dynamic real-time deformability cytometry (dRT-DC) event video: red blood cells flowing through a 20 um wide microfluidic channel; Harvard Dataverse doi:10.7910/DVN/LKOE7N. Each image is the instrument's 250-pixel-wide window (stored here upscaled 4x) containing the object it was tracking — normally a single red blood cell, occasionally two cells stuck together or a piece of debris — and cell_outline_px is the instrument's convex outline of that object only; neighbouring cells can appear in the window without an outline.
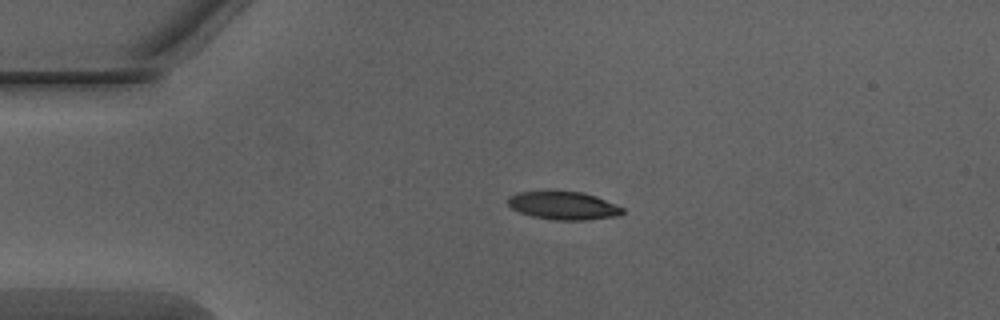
{"species": "Egyptian fruit bat (a non-hibernating species)", "species_latin": "Rousettus aegyptiacus", "temperature_condition": "warm", "stored_images_in_passage": 38, "camera_frame_rate_fps": 3000, "um_per_image_px": 0.085, "animal": {"sex": "male"}, "frame": {"image": 1, "passage_image": 1, "time_ms": 0.0, "image_size_px": [1000, 320], "cell_outline_px": [[624, 212], [620, 216], [588, 220], [552, 220], [532, 216], [520, 212], [512, 208], [508, 204], [508, 196], [516, 192], [584, 192], [596, 196], [624, 208]], "centroid_in_image_um": [47.92, 17.49], "position_along_channel_um": 37.1, "area_um2": 18.73}}
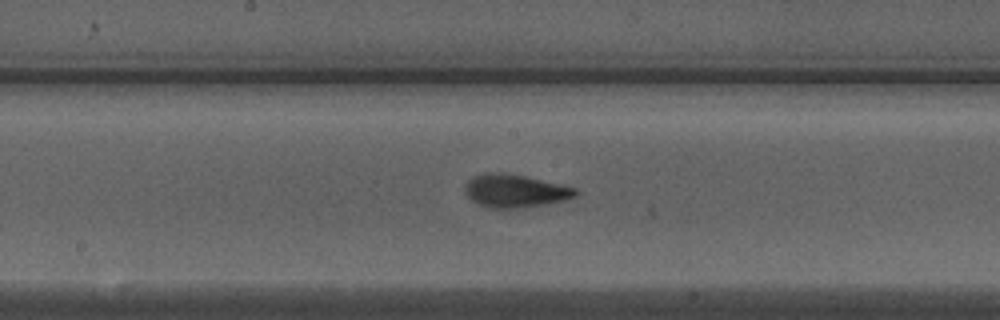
{"frame": {"image": 2, "passage_image": 16, "time_ms": 5.0, "image_size_px": [1000, 320], "cell_outline_px": [[580, 192], [576, 196], [564, 200], [544, 204], [520, 208], [492, 208], [480, 204], [472, 200], [464, 192], [464, 184], [472, 176], [488, 172], [500, 172], [524, 176], [560, 184], [576, 188]], "centroid_in_image_um": [43.76, 16.22], "position_along_channel_um": 204.4, "area_um2": 21.21}}
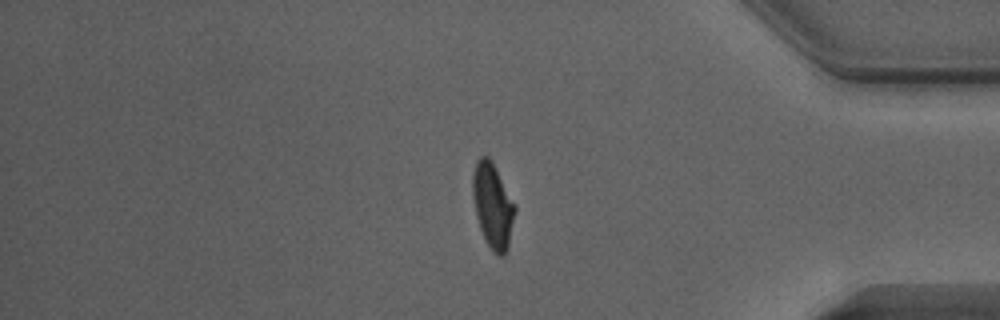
{"frame": {"image": 3, "passage_image": 32, "time_ms": 10.333, "image_size_px": [1000, 320], "cell_outline_px": [[516, 212], [508, 248], [504, 256], [500, 256], [492, 252], [484, 240], [476, 216], [472, 196], [472, 176], [476, 160], [480, 156], [488, 156], [492, 160], [516, 204]], "centroid_in_image_um": [41.89, 17.48], "position_along_channel_um": 393.3, "area_um2": 21.44}}